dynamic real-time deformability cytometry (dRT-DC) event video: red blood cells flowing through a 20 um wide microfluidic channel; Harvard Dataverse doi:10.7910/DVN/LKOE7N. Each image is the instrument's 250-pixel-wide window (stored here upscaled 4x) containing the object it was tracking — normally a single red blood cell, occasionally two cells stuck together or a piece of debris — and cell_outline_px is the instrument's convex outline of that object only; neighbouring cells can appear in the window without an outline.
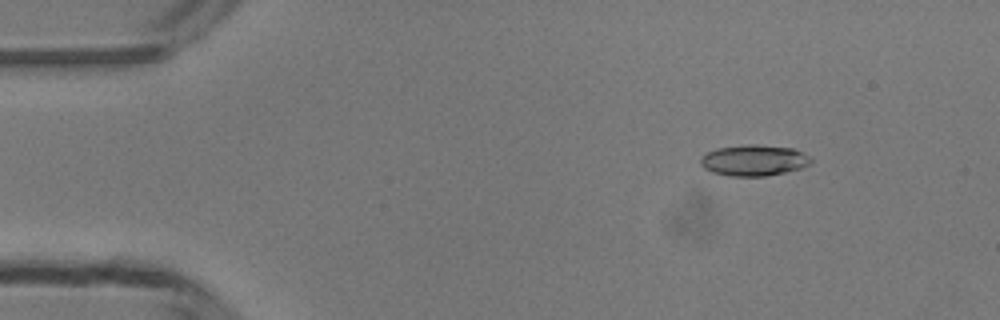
{"species": "common noctule bat (a hibernating species)", "species_latin": "Nyctalus noctula", "temperature_condition": "room temperature", "stored_images_in_passage": 50, "camera_frame_rate_fps": 3000, "um_per_image_px": 0.085, "animal": {"sex": "male", "body_mass_g": 13.3}, "frame": {"image": 1, "passage_image": 7, "time_ms": 2.0, "image_size_px": [1000, 320], "cell_outline_px": [[812, 160], [808, 164], [800, 168], [784, 172], [764, 176], [728, 176], [712, 172], [704, 168], [700, 164], [700, 156], [716, 148], [752, 144], [756, 144], [792, 148], [804, 152]], "centroid_in_image_um": [64.04, 13.62], "position_along_channel_um": 21.0, "area_um2": 19.88}}
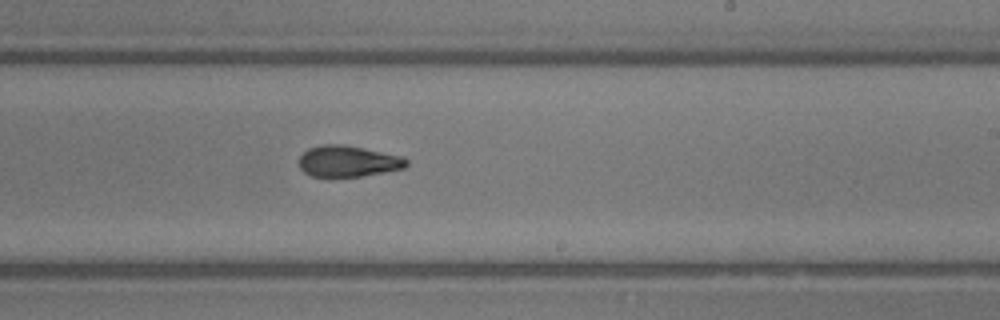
{"frame": {"image": 2, "passage_image": 30, "time_ms": 9.667, "image_size_px": [1000, 320], "cell_outline_px": [[408, 164], [404, 168], [384, 172], [360, 176], [312, 176], [304, 172], [300, 168], [300, 156], [308, 148], [320, 144], [340, 144], [400, 156], [408, 160]], "centroid_in_image_um": [29.55, 13.7], "position_along_channel_um": 259.4, "area_um2": 19.13}}
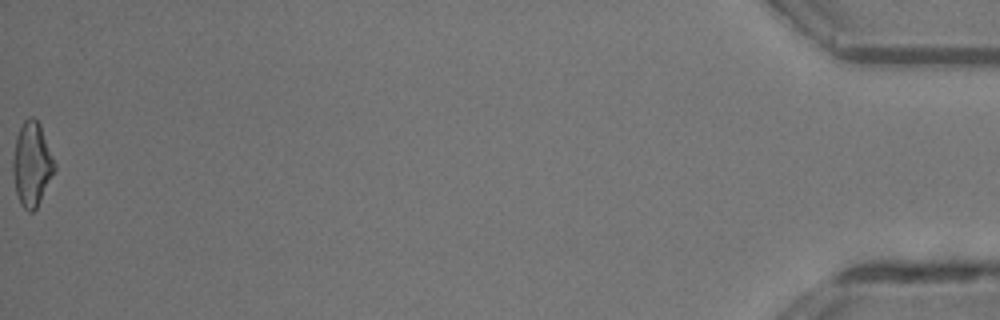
{"frame": {"image": 3, "passage_image": 50, "time_ms": 16.333, "image_size_px": [1000, 320], "cell_outline_px": [[56, 168], [36, 208], [32, 212], [28, 212], [20, 204], [16, 192], [12, 172], [12, 156], [16, 136], [24, 120], [28, 116], [32, 116], [40, 124], [56, 164]], "centroid_in_image_um": [2.69, 13.94], "position_along_channel_um": 432.5, "area_um2": 20.4}, "authors_computed_cell_mechanics": {"area_um2": 19.9699, "velocity_mm_per_s": 4.2078, "shape_relaxation_time_tau1_ms": 4.8165, "shape_relaxation_time_tau2_ms": 2.4534, "deformation_change_tau1": 0.2055, "deformation_change_tau2": 0.1044}}